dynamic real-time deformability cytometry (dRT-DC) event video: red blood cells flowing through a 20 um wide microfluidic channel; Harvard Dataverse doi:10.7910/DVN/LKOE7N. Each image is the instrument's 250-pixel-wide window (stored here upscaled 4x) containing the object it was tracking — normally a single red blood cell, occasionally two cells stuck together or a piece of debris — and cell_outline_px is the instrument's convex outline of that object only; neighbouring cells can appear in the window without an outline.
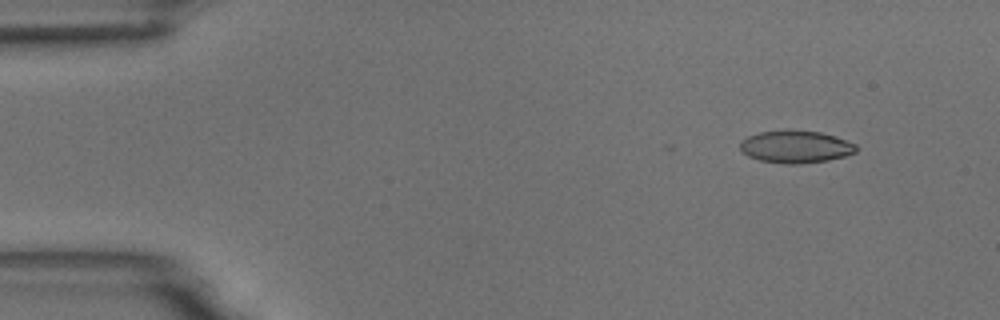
{"species": "common noctule bat (a hibernating species)", "species_latin": "Nyctalus noctula", "temperature_condition": "room temperature", "stored_images_in_passage": 10, "camera_frame_rate_fps": 3000, "um_per_image_px": 0.085, "animal": {"sex": "male", "body_mass_g": 18.8}, "frame": {"image": 1, "passage_image": 1, "time_ms": 0.0, "image_size_px": [1000, 320], "cell_outline_px": [[860, 148], [856, 152], [844, 156], [828, 160], [796, 164], [788, 164], [760, 160], [748, 156], [740, 148], [740, 140], [748, 136], [760, 132], [784, 128], [788, 128], [820, 132], [836, 136], [856, 144]], "centroid_in_image_um": [67.64, 12.44], "position_along_channel_um": 17.4, "area_um2": 22.31}}
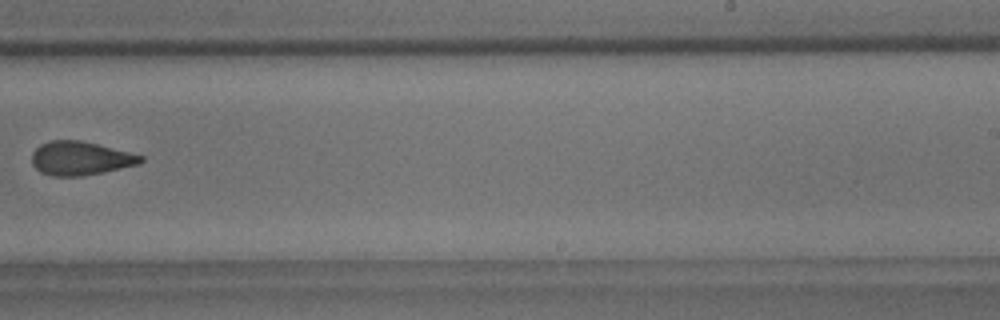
{"frame": {"image": 2, "passage_image": 9, "time_ms": 9.667, "image_size_px": [1000, 320], "cell_outline_px": [[144, 160], [140, 164], [104, 172], [84, 176], [52, 176], [40, 172], [32, 164], [32, 152], [40, 144], [52, 140], [80, 140], [144, 156]], "centroid_in_image_um": [6.82, 13.47], "position_along_channel_um": 282.2, "area_um2": 21.39}}
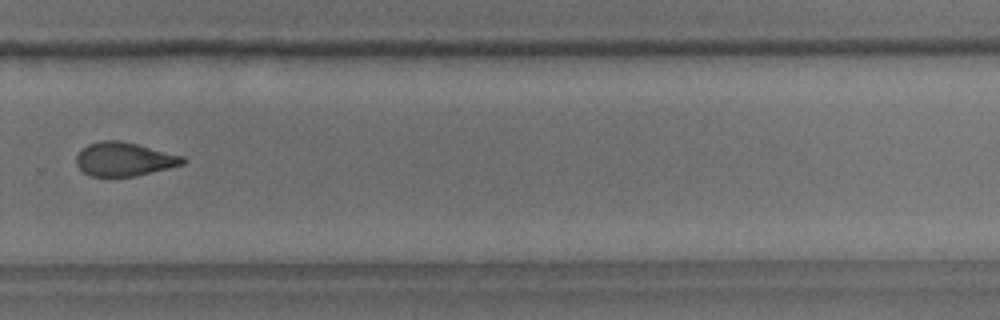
{"frame": {"image": 3, "passage_image": 10, "time_ms": 10.667, "image_size_px": [1000, 320], "cell_outline_px": [[188, 160], [184, 164], [136, 176], [88, 176], [76, 164], [76, 156], [88, 144], [100, 140], [120, 140], [184, 156]], "centroid_in_image_um": [10.57, 13.53], "position_along_channel_um": 319.2, "area_um2": 20.87}}